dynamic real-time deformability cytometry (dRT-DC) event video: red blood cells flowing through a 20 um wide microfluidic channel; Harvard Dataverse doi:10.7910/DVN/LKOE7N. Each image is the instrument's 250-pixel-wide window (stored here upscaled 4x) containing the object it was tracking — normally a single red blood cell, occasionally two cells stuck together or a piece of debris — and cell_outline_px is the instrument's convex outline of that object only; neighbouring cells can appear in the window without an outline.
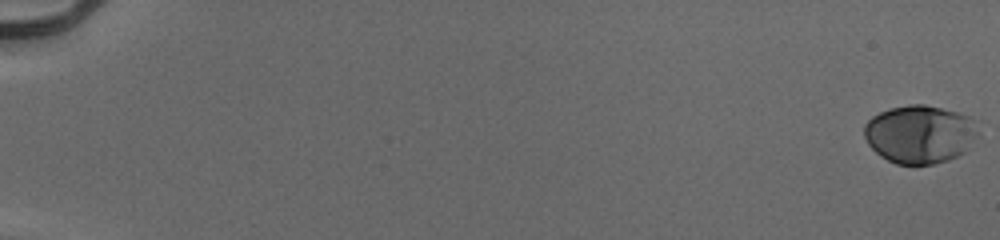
{"species": "human", "species_latin": "Homo sapiens", "temperature_condition": "cold", "stored_images_in_passage": 56, "camera_frame_rate_fps": 3000, "um_per_image_px": 0.085, "donor": {"sex": "male"}, "frame": {"image": 1, "passage_image": 1, "time_ms": 0.0, "image_size_px": [1000, 240], "cell_outline_px": [[980, 120], [976, 136], [968, 148], [964, 152], [948, 160], [932, 164], [896, 164], [880, 156], [868, 144], [864, 136], [864, 124], [872, 116], [880, 112], [892, 108], [908, 104], [924, 104], [956, 112]], "centroid_in_image_um": [78.19, 11.39], "position_along_channel_um": 6.8, "area_um2": 38.78}}
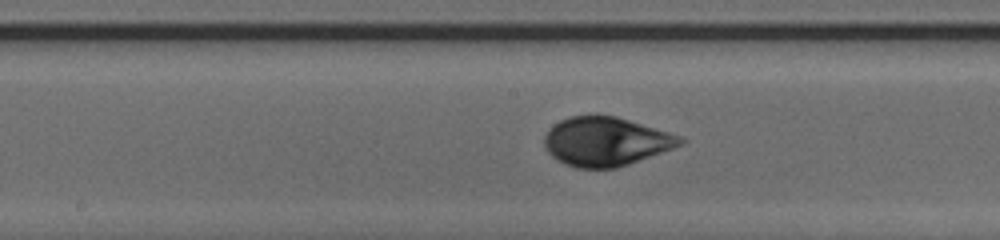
{"frame": {"image": 2, "passage_image": 32, "time_ms": 10.333, "image_size_px": [1000, 240], "cell_outline_px": [[688, 140], [684, 144], [628, 164], [616, 168], [576, 168], [564, 164], [556, 160], [544, 148], [544, 136], [548, 128], [560, 120], [572, 116], [592, 112], [596, 112], [616, 116], [668, 132], [680, 136]], "centroid_in_image_um": [51.45, 12.0], "position_along_channel_um": 196.8, "area_um2": 39.3}}
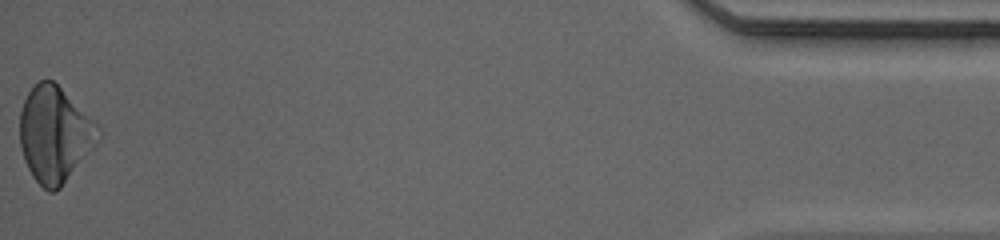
{"frame": {"image": 3, "passage_image": 56, "time_ms": 18.333, "image_size_px": [1000, 240], "cell_outline_px": [[100, 140], [60, 188], [56, 192], [48, 192], [32, 176], [24, 160], [20, 144], [20, 112], [24, 100], [28, 92], [40, 80], [52, 80], [96, 124], [100, 132]], "centroid_in_image_um": [4.62, 11.46], "position_along_channel_um": 430.6, "area_um2": 43.0}, "authors_computed_cell_mechanics": {"area_um2": 38.437, "velocity_mm_per_s": 3.9471, "shape_relaxation_time_tau1_ms": 3.03, "shape_relaxation_time_tau2_ms": null, "deformation_change_tau1": 0.1263, "deformation_change_tau2": null}}